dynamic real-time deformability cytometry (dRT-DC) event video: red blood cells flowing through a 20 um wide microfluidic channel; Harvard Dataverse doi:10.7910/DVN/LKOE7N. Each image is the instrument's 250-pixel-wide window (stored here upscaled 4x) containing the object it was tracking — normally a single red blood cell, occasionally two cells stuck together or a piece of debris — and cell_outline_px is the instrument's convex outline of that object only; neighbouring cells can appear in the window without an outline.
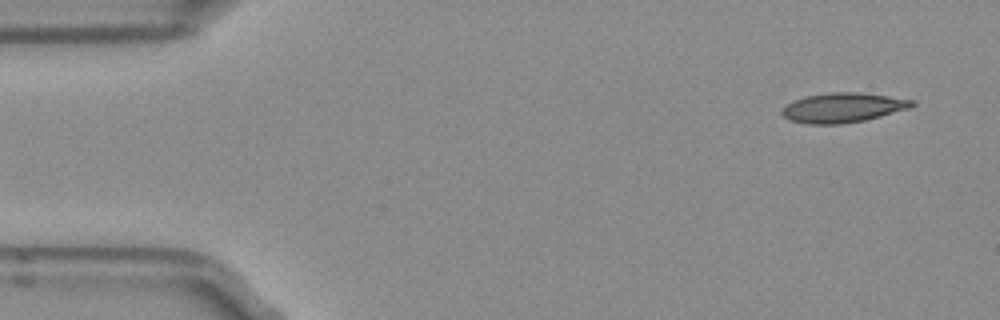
{"species": "Egyptian fruit bat (a non-hibernating species)", "species_latin": "Rousettus aegyptiacus", "temperature_condition": "room temperature", "stored_images_in_passage": 4, "camera_frame_rate_fps": 3000, "um_per_image_px": 0.085, "frame": {"image": 1, "passage_image": 1, "time_ms": 0.0, "image_size_px": [1000, 320], "cell_outline_px": [[916, 104], [912, 108], [864, 120], [844, 124], [808, 124], [792, 120], [784, 116], [780, 112], [780, 108], [804, 96], [832, 92], [856, 92], [888, 96], [916, 100]], "centroid_in_image_um": [71.68, 9.15], "position_along_channel_um": 13.3, "area_um2": 22.48}}